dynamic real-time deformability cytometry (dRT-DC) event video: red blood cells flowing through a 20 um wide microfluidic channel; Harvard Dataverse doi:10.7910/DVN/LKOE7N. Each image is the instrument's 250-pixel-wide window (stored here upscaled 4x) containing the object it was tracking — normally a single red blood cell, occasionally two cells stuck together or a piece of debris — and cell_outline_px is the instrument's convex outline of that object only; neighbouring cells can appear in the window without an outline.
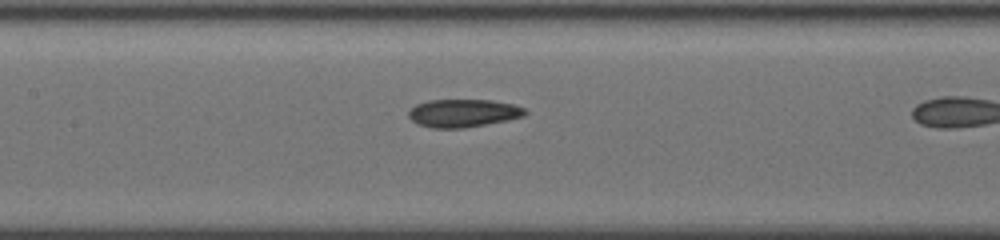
{"species": "common noctule bat (a hibernating species)", "species_latin": "Nyctalus noctula", "temperature_condition": "cold", "stored_images_in_passage": 24, "camera_frame_rate_fps": 3000, "um_per_image_px": 0.085, "animal": {"sex": "female", "body_mass_g": 19.5, "forearm_length_mm": 54.1}, "frame": {"image": 1, "passage_image": 14, "time_ms": 4.333, "image_size_px": [1000, 240], "cell_outline_px": [[528, 112], [524, 116], [484, 124], [460, 128], [432, 128], [420, 124], [412, 120], [408, 116], [408, 112], [416, 104], [428, 100], [492, 100], [512, 104], [524, 108]], "centroid_in_image_um": [39.35, 9.6], "position_along_channel_um": 168.0, "area_um2": 18.67}}
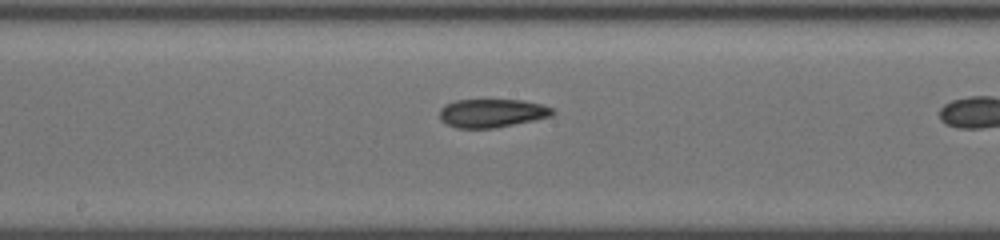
{"frame": {"image": 2, "passage_image": 17, "time_ms": 5.333, "image_size_px": [1000, 240], "cell_outline_px": [[556, 112], [552, 116], [492, 128], [456, 128], [440, 120], [440, 108], [444, 104], [456, 100], [524, 100], [544, 104], [556, 108]], "centroid_in_image_um": [41.85, 9.6], "position_along_channel_um": 206.4, "area_um2": 18.84}}